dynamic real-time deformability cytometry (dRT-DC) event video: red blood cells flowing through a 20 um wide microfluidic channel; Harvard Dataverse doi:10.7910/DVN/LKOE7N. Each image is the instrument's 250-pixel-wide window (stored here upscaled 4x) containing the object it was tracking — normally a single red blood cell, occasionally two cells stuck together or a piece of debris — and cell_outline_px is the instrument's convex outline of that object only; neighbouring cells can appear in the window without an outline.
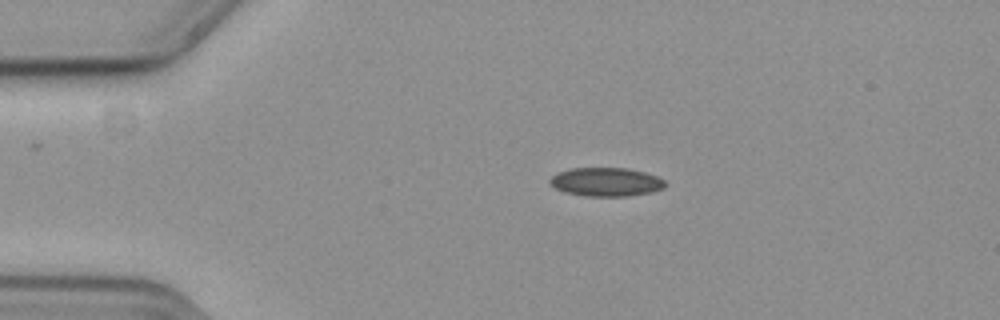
{"species": "common noctule bat (a hibernating species)", "species_latin": "Nyctalus noctula", "temperature_condition": "cold", "stored_images_in_passage": 46, "camera_frame_rate_fps": 3000, "um_per_image_px": 0.085, "animal": {"sex": "female", "body_mass_g": 19.3, "forearm_length_mm": 54.1}, "frame": {"image": 1, "passage_image": 1, "time_ms": 0.0, "image_size_px": [1000, 320], "cell_outline_px": [[664, 188], [648, 192], [624, 196], [588, 196], [564, 192], [556, 188], [548, 180], [556, 172], [572, 168], [624, 168], [644, 172], [656, 176], [664, 180]], "centroid_in_image_um": [51.47, 15.45], "position_along_channel_um": 33.5, "area_um2": 18.96}}
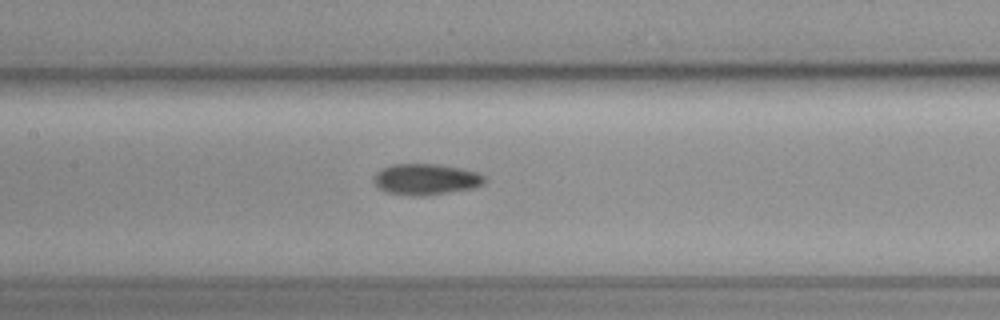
{"frame": {"image": 2, "passage_image": 16, "time_ms": 5.0, "image_size_px": [1000, 320], "cell_outline_px": [[484, 184], [472, 188], [424, 196], [408, 196], [384, 192], [376, 184], [376, 172], [392, 164], [440, 164], [460, 168], [476, 172], [484, 176]], "centroid_in_image_um": [36.2, 15.25], "position_along_channel_um": 171.2, "area_um2": 19.88}}
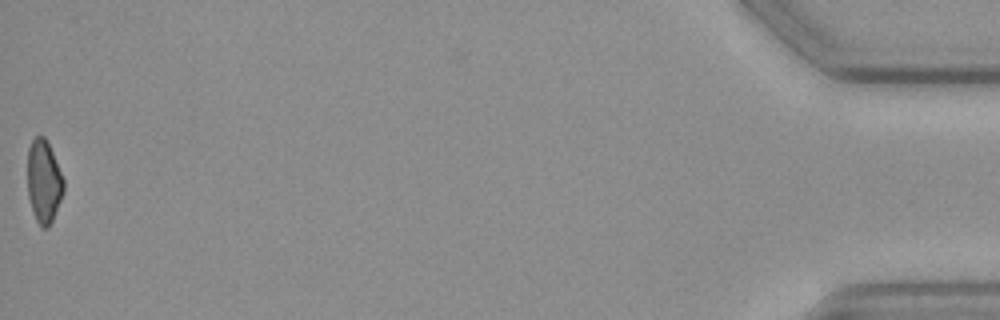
{"frame": {"image": 3, "passage_image": 46, "time_ms": 15.0, "image_size_px": [1000, 320], "cell_outline_px": [[64, 192], [52, 220], [48, 228], [40, 228], [36, 220], [28, 196], [28, 148], [32, 140], [36, 136], [44, 136], [52, 152], [64, 180]], "centroid_in_image_um": [3.72, 15.44], "position_along_channel_um": 431.5, "area_um2": 17.28}, "authors_computed_cell_mechanics": {"area_um2": 18.9873, "velocity_mm_per_s": 3.6601, "shape_relaxation_time_tau1_ms": null, "shape_relaxation_time_tau2_ms": 8.841, "deformation_change_tau1": null, "deformation_change_tau2": 0.1532}}